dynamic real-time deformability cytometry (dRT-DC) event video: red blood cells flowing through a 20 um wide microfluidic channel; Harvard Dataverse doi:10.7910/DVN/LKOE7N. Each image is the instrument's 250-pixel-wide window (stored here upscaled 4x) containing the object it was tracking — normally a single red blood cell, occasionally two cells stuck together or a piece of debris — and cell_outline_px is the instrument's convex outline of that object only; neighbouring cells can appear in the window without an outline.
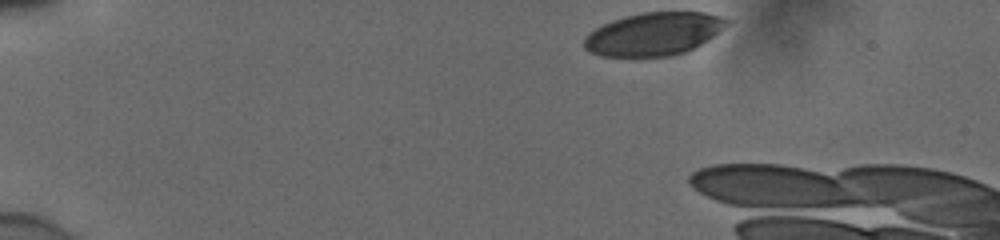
{"species": "human", "species_latin": "Homo sapiens", "temperature_condition": "cold", "stored_images_in_passage": 39, "camera_frame_rate_fps": 3000, "um_per_image_px": 0.085, "donor": {"sex": "male"}, "frame": {"image": 1, "passage_image": 1, "time_ms": 0.0, "image_size_px": [1000, 240], "cell_outline_px": [[728, 20], [712, 36], [700, 44], [684, 52], [672, 56], [600, 56], [584, 48], [584, 36], [588, 32], [612, 20], [624, 16], [644, 12], [704, 12], [720, 16]], "centroid_in_image_um": [55.49, 2.88], "position_along_channel_um": 29.5, "area_um2": 35.14}}
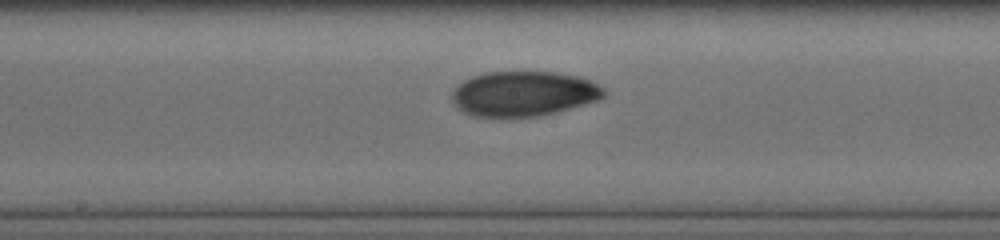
{"frame": {"image": 2, "passage_image": 22, "time_ms": 7.0, "image_size_px": [1000, 240], "cell_outline_px": [[604, 96], [596, 100], [556, 112], [536, 116], [472, 116], [464, 112], [452, 104], [452, 92], [464, 80], [472, 76], [484, 72], [556, 72], [576, 76], [588, 80], [604, 88]], "centroid_in_image_um": [44.46, 7.96], "position_along_channel_um": 203.7, "area_um2": 39.36}}
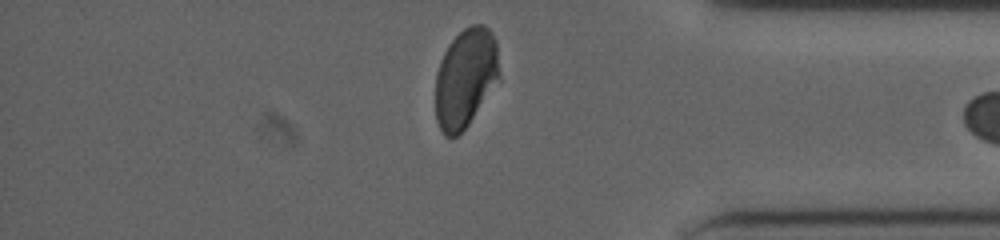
{"frame": {"image": 3, "passage_image": 38, "time_ms": 12.333, "image_size_px": [1000, 240], "cell_outline_px": [[500, 80], [468, 124], [456, 136], [448, 136], [440, 128], [436, 120], [436, 72], [440, 60], [448, 44], [464, 28], [472, 24], [484, 24], [492, 32], [496, 40], [500, 72]], "centroid_in_image_um": [39.59, 6.58], "position_along_channel_um": 395.6, "area_um2": 36.99}}